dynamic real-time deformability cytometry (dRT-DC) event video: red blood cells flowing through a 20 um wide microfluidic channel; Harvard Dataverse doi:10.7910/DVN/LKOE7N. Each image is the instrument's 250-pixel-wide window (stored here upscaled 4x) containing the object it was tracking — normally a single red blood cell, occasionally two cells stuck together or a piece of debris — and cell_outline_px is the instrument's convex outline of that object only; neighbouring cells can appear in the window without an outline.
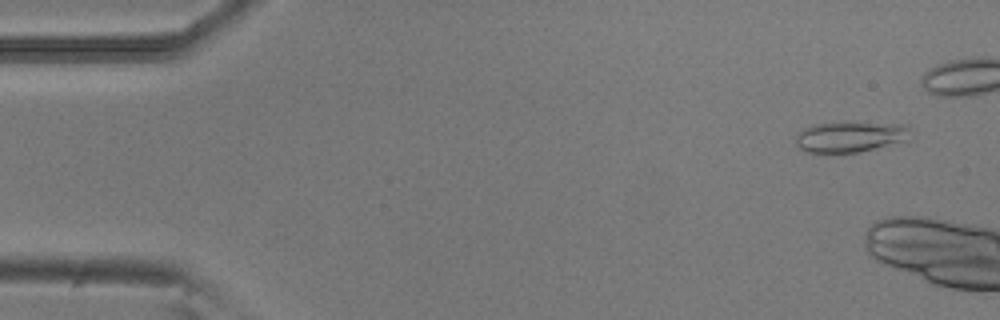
{"species": "common noctule bat (a hibernating species)", "species_latin": "Nyctalus noctula", "temperature_condition": "room temperature", "stored_images_in_passage": 2, "camera_frame_rate_fps": 3000, "um_per_image_px": 0.085, "animal": {"sex": "male", "body_mass_g": 20.5, "forearm_length_mm": 52.5}, "frame": {"image": 1, "passage_image": 1, "time_ms": 0.0, "image_size_px": [1000, 320], "cell_outline_px": [[912, 140], [860, 152], [808, 152], [800, 148], [796, 144], [796, 132], [804, 128], [816, 124], [908, 124], [912, 128]], "centroid_in_image_um": [72.37, 11.65], "position_along_channel_um": 12.6, "area_um2": 20.35}}